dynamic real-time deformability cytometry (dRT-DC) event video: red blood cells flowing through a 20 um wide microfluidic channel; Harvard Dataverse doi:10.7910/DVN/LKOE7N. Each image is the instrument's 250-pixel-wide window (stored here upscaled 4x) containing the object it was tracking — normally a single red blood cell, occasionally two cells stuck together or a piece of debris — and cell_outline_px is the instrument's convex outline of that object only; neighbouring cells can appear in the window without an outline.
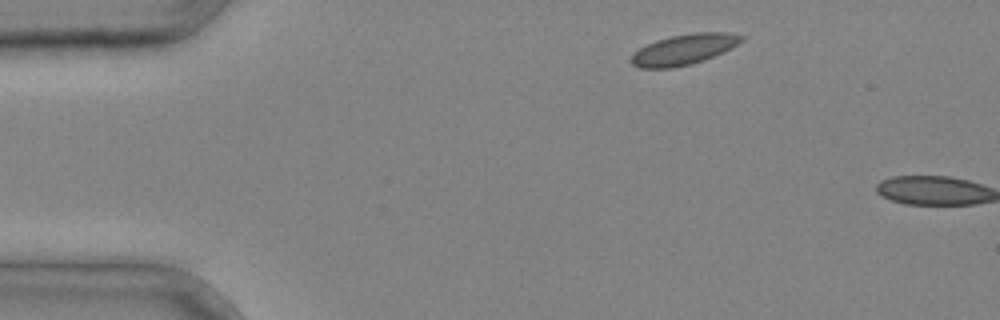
{"species": "common noctule bat (a hibernating species)", "species_latin": "Nyctalus noctula", "temperature_condition": "cold", "stored_images_in_passage": 2, "camera_frame_rate_fps": 3000, "um_per_image_px": 0.085, "animal": {"sex": "male", "body_mass_g": 20.4}, "frame": {"image": 1, "passage_image": 1, "time_ms": 0.0, "image_size_px": [1000, 320], "cell_outline_px": [[744, 40], [724, 52], [704, 60], [692, 64], [672, 68], [640, 68], [632, 64], [628, 60], [640, 48], [656, 40], [672, 36], [696, 32], [732, 32], [744, 36]], "centroid_in_image_um": [58.16, 4.2], "position_along_channel_um": 26.8, "area_um2": 19.65}}